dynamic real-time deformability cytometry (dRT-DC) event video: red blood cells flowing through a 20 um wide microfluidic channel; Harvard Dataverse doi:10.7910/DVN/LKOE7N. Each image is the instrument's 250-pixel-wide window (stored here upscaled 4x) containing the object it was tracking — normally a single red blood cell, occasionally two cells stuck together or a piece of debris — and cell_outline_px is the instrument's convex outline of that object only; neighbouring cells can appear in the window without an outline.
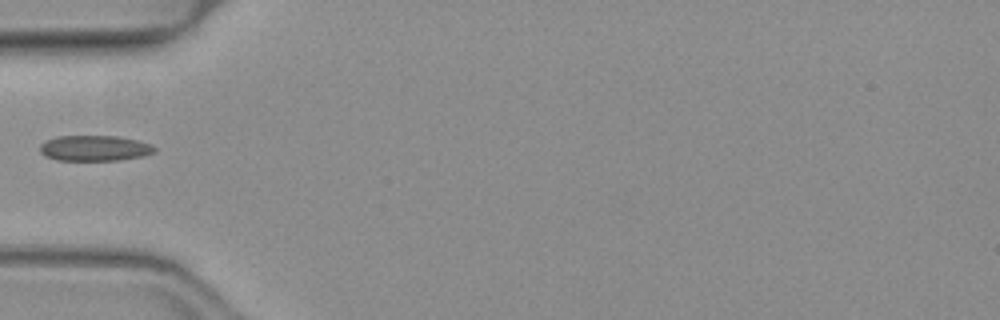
{"species": "common noctule bat (a hibernating species)", "species_latin": "Nyctalus noctula", "temperature_condition": "warm", "stored_images_in_passage": 35, "camera_frame_rate_fps": 3000, "um_per_image_px": 0.085, "animal": {"sex": "female", "body_mass_g": 19.3, "forearm_length_mm": 54.1}, "frame": {"image": 1, "passage_image": 1, "time_ms": 0.0, "image_size_px": [1000, 320], "cell_outline_px": [[156, 152], [144, 156], [120, 160], [56, 160], [44, 156], [40, 152], [40, 144], [44, 140], [56, 136], [116, 136], [136, 140], [148, 144], [156, 148]], "centroid_in_image_um": [8.0, 12.6], "position_along_channel_um": 77.0, "area_um2": 17.17}}
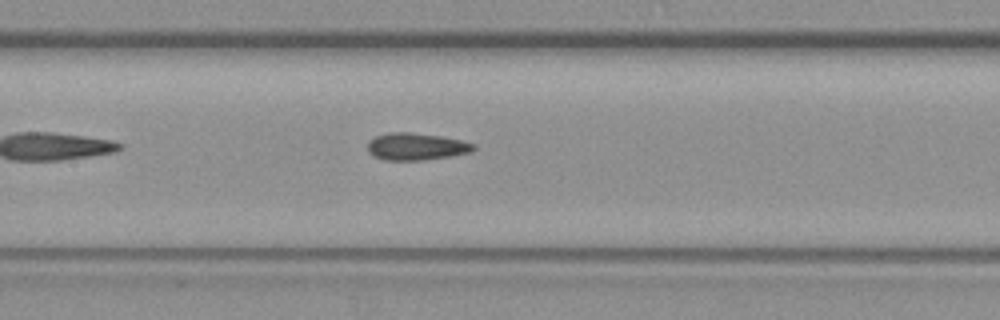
{"frame": {"image": 2, "passage_image": 8, "time_ms": 2.333, "image_size_px": [1000, 320], "cell_outline_px": [[476, 148], [472, 152], [452, 156], [424, 160], [384, 160], [372, 156], [368, 152], [368, 140], [376, 136], [388, 132], [408, 132], [440, 136], [460, 140], [476, 144]], "centroid_in_image_um": [35.37, 12.46], "position_along_channel_um": 172.0, "area_um2": 16.94}}
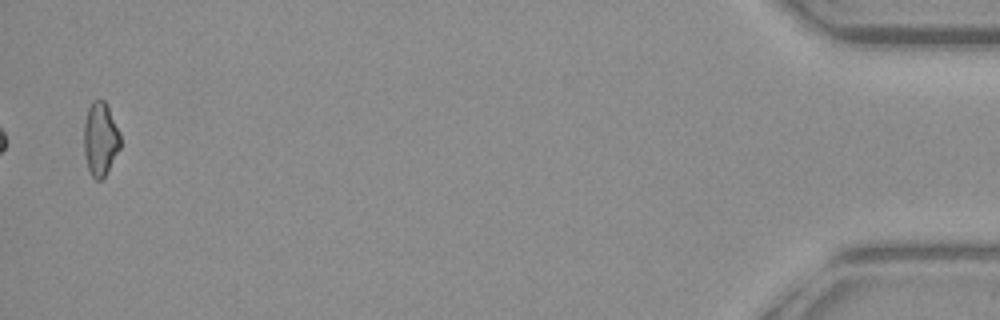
{"frame": {"image": 3, "passage_image": 34, "time_ms": 11.0, "image_size_px": [1000, 320], "cell_outline_px": [[120, 148], [104, 176], [100, 180], [96, 180], [92, 176], [88, 168], [84, 152], [84, 120], [88, 108], [92, 100], [104, 100], [108, 104], [120, 132]], "centroid_in_image_um": [8.53, 11.76], "position_along_channel_um": 426.7, "area_um2": 15.66}}